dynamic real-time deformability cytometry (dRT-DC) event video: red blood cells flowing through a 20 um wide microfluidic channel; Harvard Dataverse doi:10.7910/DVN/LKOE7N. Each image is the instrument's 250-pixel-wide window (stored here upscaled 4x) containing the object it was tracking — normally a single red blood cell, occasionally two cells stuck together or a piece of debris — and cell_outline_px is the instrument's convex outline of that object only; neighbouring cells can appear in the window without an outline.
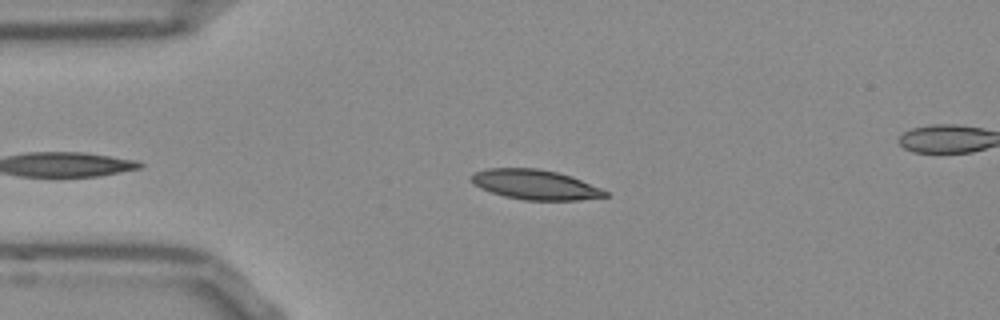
{"species": "Egyptian fruit bat (a non-hibernating species)", "species_latin": "Rousettus aegyptiacus", "temperature_condition": "room temperature", "stored_images_in_passage": 43, "camera_frame_rate_fps": 3000, "um_per_image_px": 0.085, "frame": {"image": 1, "passage_image": 6, "time_ms": 1.667, "image_size_px": [1000, 320], "cell_outline_px": [[608, 196], [580, 200], [524, 200], [504, 196], [480, 188], [468, 180], [468, 176], [472, 172], [488, 168], [536, 168], [556, 172], [572, 176], [600, 188], [608, 192]], "centroid_in_image_um": [45.43, 15.68], "position_along_channel_um": 39.6, "area_um2": 23.41}}
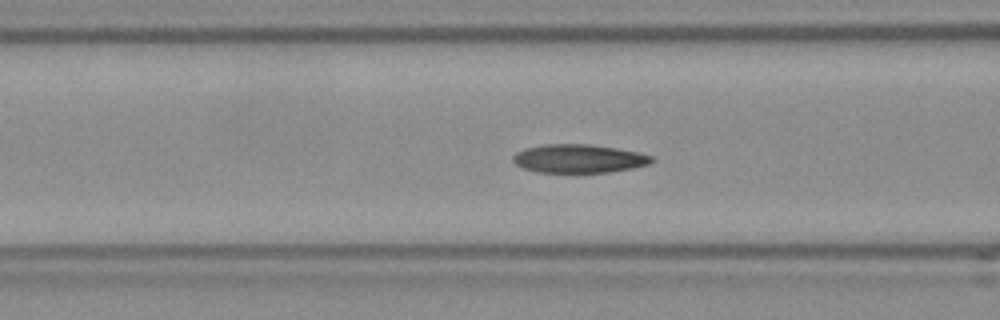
{"frame": {"image": 2, "passage_image": 14, "time_ms": 4.333, "image_size_px": [1000, 320], "cell_outline_px": [[656, 160], [648, 164], [632, 168], [608, 172], [576, 176], [536, 172], [524, 168], [516, 164], [512, 160], [512, 156], [516, 152], [524, 148], [548, 144], [588, 144], [616, 148], [636, 152], [652, 156]], "centroid_in_image_um": [49.16, 13.53], "position_along_channel_um": 117.4, "area_um2": 23.93}}
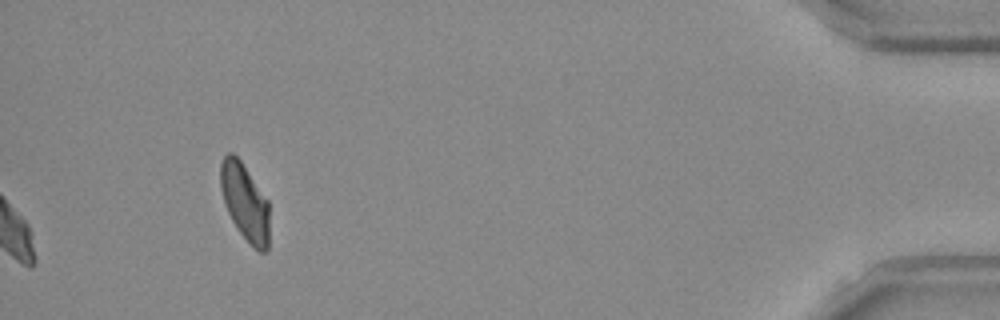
{"frame": {"image": 3, "passage_image": 43, "time_ms": 14.0, "image_size_px": [1000, 320], "cell_outline_px": [[268, 248], [264, 252], [260, 252], [240, 232], [232, 220], [224, 204], [220, 188], [220, 164], [224, 156], [228, 152], [232, 152], [240, 160], [268, 200]], "centroid_in_image_um": [20.79, 17.13], "position_along_channel_um": 414.4, "area_um2": 21.56}, "authors_computed_cell_mechanics": {"area_um2": 23.0044, "velocity_mm_per_s": 3.8059, "shape_relaxation_time_tau1_ms": 8.6861, "shape_relaxation_time_tau2_ms": 3.6655, "deformation_change_tau1": 0.1935, "deformation_change_tau2": 0.091}}